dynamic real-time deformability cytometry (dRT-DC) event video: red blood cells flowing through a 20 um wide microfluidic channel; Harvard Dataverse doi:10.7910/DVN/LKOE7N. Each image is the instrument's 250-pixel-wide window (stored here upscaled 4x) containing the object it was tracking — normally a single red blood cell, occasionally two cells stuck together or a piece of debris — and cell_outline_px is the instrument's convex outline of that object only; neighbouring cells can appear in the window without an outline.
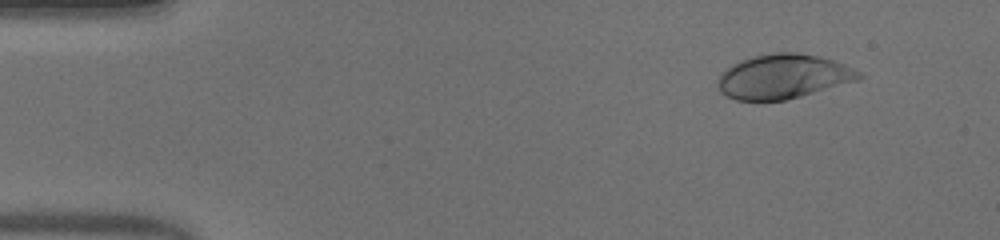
{"species": "human", "species_latin": "Homo sapiens", "temperature_condition": "warm", "stored_images_in_passage": 51, "camera_frame_rate_fps": 3000, "um_per_image_px": 0.085, "donor": {"sex": "male"}, "frame": {"image": 1, "passage_image": 5, "time_ms": 1.333, "image_size_px": [1000, 240], "cell_outline_px": [[864, 76], [860, 80], [800, 96], [784, 100], [736, 100], [720, 92], [716, 88], [716, 84], [720, 76], [732, 64], [740, 60], [756, 56], [776, 52], [796, 52], [820, 56], [844, 64], [860, 72]], "centroid_in_image_um": [66.59, 6.5], "position_along_channel_um": 18.4, "area_um2": 36.36}}
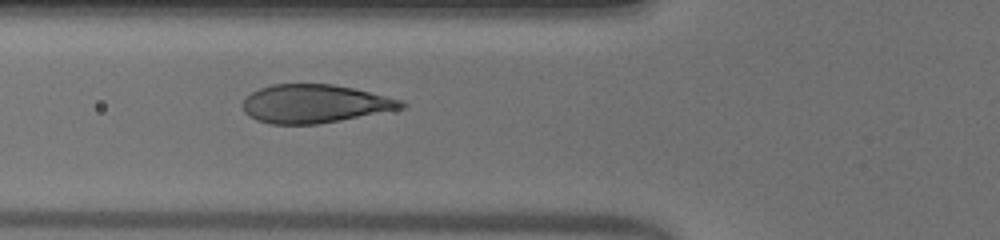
{"frame": {"image": 2, "passage_image": 19, "time_ms": 6.0, "image_size_px": [1000, 240], "cell_outline_px": [[408, 104], [404, 108], [340, 120], [316, 124], [272, 124], [256, 120], [248, 116], [244, 112], [244, 100], [252, 92], [260, 88], [272, 84], [332, 84], [352, 88], [404, 100]], "centroid_in_image_um": [26.76, 8.82], "position_along_channel_um": 99.0, "area_um2": 35.26}}
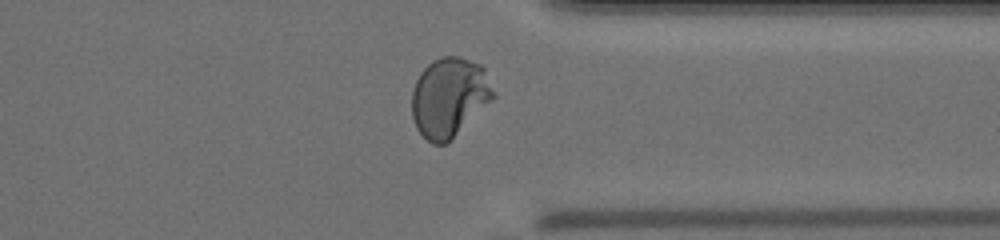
{"frame": {"image": 3, "passage_image": 40, "time_ms": 13.0, "image_size_px": [1000, 240], "cell_outline_px": [[496, 96], [448, 144], [432, 144], [416, 128], [412, 116], [412, 92], [416, 80], [420, 72], [432, 60], [440, 56], [460, 56], [480, 64], [484, 68], [496, 92]], "centroid_in_image_um": [38.2, 8.26], "position_along_channel_um": 373.2, "area_um2": 38.15}, "authors_computed_cell_mechanics": {"area_um2": 36.3562, "velocity_mm_per_s": 3.9543, "shape_relaxation_time_tau1_ms": 4.62, "shape_relaxation_time_tau2_ms": null, "deformation_change_tau1": 0.2338, "deformation_change_tau2": null}}